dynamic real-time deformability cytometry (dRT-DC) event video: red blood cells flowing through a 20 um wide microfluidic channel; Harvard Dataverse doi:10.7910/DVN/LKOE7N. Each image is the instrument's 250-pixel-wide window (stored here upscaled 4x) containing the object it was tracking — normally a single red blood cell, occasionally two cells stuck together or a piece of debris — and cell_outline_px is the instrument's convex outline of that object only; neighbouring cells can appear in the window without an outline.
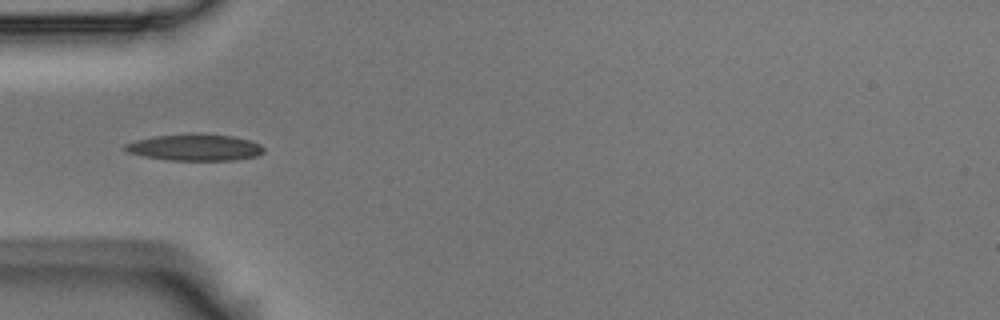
{"species": "Egyptian fruit bat (a non-hibernating species)", "species_latin": "Rousettus aegyptiacus", "temperature_condition": "room temperature", "stored_images_in_passage": 3, "camera_frame_rate_fps": 3000, "um_per_image_px": 0.085, "animal": {"sex": "male"}, "frame": {"image": 1, "passage_image": 1, "time_ms": 0.0, "image_size_px": [1000, 320], "cell_outline_px": [[264, 152], [256, 156], [236, 160], [164, 160], [144, 156], [128, 152], [120, 148], [124, 144], [136, 140], [156, 136], [232, 136], [248, 140], [260, 144], [264, 148]], "centroid_in_image_um": [16.54, 12.58], "position_along_channel_um": 68.5, "area_um2": 20.63}}
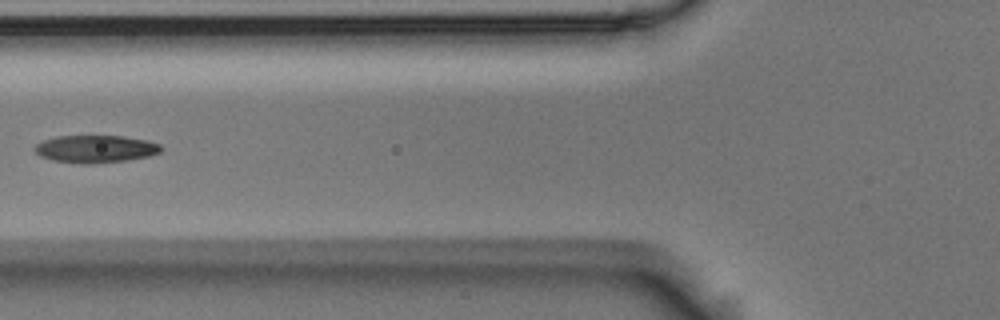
{"frame": {"image": 2, "passage_image": 2, "time_ms": 0.333, "image_size_px": [1000, 320], "cell_outline_px": [[164, 148], [160, 152], [148, 156], [128, 160], [92, 164], [80, 164], [52, 160], [40, 156], [36, 152], [36, 144], [44, 140], [56, 136], [124, 136], [144, 140], [160, 144]], "centroid_in_image_um": [8.13, 12.67], "position_along_channel_um": 117.7, "area_um2": 20.23}}
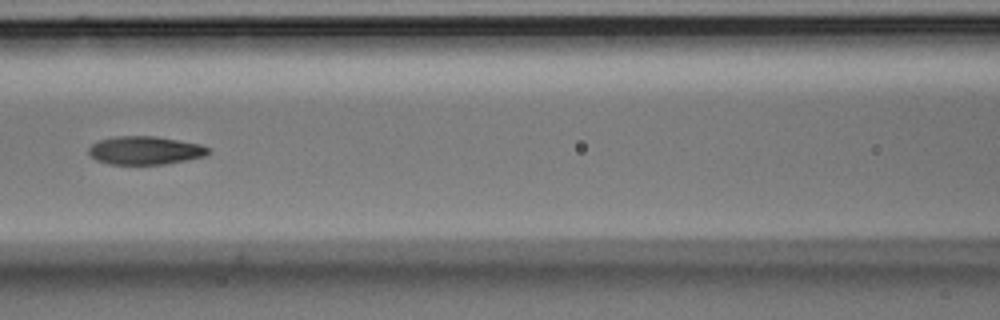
{"frame": {"image": 3, "passage_image": 3, "time_ms": 0.667, "image_size_px": [1000, 320], "cell_outline_px": [[212, 152], [204, 156], [164, 164], [108, 164], [96, 160], [88, 152], [88, 148], [92, 144], [100, 140], [112, 136], [156, 136], [200, 144], [208, 148]], "centroid_in_image_um": [12.31, 12.78], "position_along_channel_um": 154.3, "area_um2": 19.65}}